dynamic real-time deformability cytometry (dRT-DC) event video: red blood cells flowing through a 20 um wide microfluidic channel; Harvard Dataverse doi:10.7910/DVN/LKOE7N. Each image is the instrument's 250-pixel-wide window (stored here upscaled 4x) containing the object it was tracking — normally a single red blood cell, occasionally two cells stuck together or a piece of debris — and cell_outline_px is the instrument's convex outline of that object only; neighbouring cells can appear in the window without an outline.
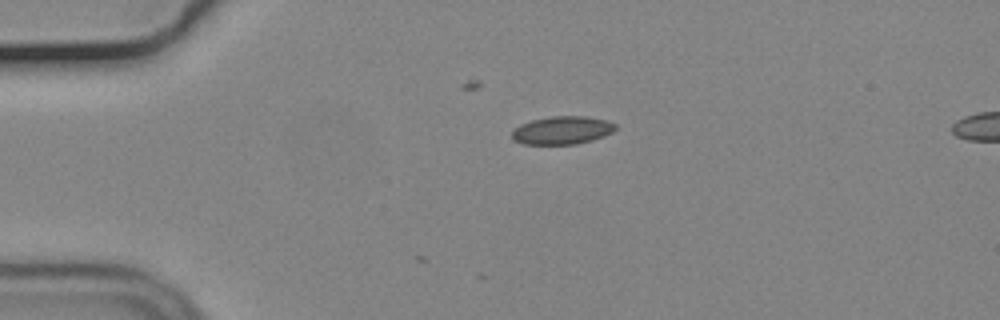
{"species": "common noctule bat (a hibernating species)", "species_latin": "Nyctalus noctula", "temperature_condition": "cold", "stored_images_in_passage": 3, "camera_frame_rate_fps": 3000, "um_per_image_px": 0.085, "animal": {"sex": "male", "body_mass_g": 19.2, "forearm_length_mm": 51.8}, "frame": {"image": 1, "passage_image": 1, "time_ms": 0.0, "image_size_px": [1000, 320], "cell_outline_px": [[616, 128], [612, 132], [604, 136], [592, 140], [576, 144], [524, 144], [512, 140], [512, 132], [520, 124], [532, 120], [548, 116], [588, 116], [608, 120], [616, 124]], "centroid_in_image_um": [47.8, 11.06], "position_along_channel_um": 37.2, "area_um2": 17.05}}